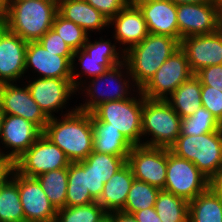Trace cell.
Wrapping results in <instances>:
<instances>
[{"instance_id":"cell-1","label":"cell","mask_w":222,"mask_h":222,"mask_svg":"<svg viewBox=\"0 0 222 222\" xmlns=\"http://www.w3.org/2000/svg\"><path fill=\"white\" fill-rule=\"evenodd\" d=\"M43 134L57 145L70 162L84 160L93 151L91 113L78 109L49 118Z\"/></svg>"},{"instance_id":"cell-2","label":"cell","mask_w":222,"mask_h":222,"mask_svg":"<svg viewBox=\"0 0 222 222\" xmlns=\"http://www.w3.org/2000/svg\"><path fill=\"white\" fill-rule=\"evenodd\" d=\"M58 0H10L5 27L22 40L38 41L52 28Z\"/></svg>"},{"instance_id":"cell-3","label":"cell","mask_w":222,"mask_h":222,"mask_svg":"<svg viewBox=\"0 0 222 222\" xmlns=\"http://www.w3.org/2000/svg\"><path fill=\"white\" fill-rule=\"evenodd\" d=\"M179 48L180 42L177 39L149 33L142 42L127 50L124 62L134 85L140 90Z\"/></svg>"},{"instance_id":"cell-4","label":"cell","mask_w":222,"mask_h":222,"mask_svg":"<svg viewBox=\"0 0 222 222\" xmlns=\"http://www.w3.org/2000/svg\"><path fill=\"white\" fill-rule=\"evenodd\" d=\"M137 90L126 63L122 62L100 76L85 81L76 90L78 93L76 95L86 96L83 98L85 102L77 104L76 108L91 113L102 103L130 98Z\"/></svg>"},{"instance_id":"cell-5","label":"cell","mask_w":222,"mask_h":222,"mask_svg":"<svg viewBox=\"0 0 222 222\" xmlns=\"http://www.w3.org/2000/svg\"><path fill=\"white\" fill-rule=\"evenodd\" d=\"M91 36L92 34L88 36L86 43L81 49L74 51L71 68L72 83L76 90L85 81L100 76L108 69H112L114 66L124 62V52L116 46L115 40L111 43L110 39L105 40L102 36L99 37V40L90 39ZM77 65L80 67H77Z\"/></svg>"},{"instance_id":"cell-6","label":"cell","mask_w":222,"mask_h":222,"mask_svg":"<svg viewBox=\"0 0 222 222\" xmlns=\"http://www.w3.org/2000/svg\"><path fill=\"white\" fill-rule=\"evenodd\" d=\"M181 121L167 100L143 96L142 145L169 149L181 134Z\"/></svg>"},{"instance_id":"cell-7","label":"cell","mask_w":222,"mask_h":222,"mask_svg":"<svg viewBox=\"0 0 222 222\" xmlns=\"http://www.w3.org/2000/svg\"><path fill=\"white\" fill-rule=\"evenodd\" d=\"M137 93V94H136ZM143 94L138 89L130 98L98 105L91 114L119 130L133 145H142Z\"/></svg>"},{"instance_id":"cell-8","label":"cell","mask_w":222,"mask_h":222,"mask_svg":"<svg viewBox=\"0 0 222 222\" xmlns=\"http://www.w3.org/2000/svg\"><path fill=\"white\" fill-rule=\"evenodd\" d=\"M169 149L191 161L210 180L222 165V128L201 135L180 134Z\"/></svg>"},{"instance_id":"cell-9","label":"cell","mask_w":222,"mask_h":222,"mask_svg":"<svg viewBox=\"0 0 222 222\" xmlns=\"http://www.w3.org/2000/svg\"><path fill=\"white\" fill-rule=\"evenodd\" d=\"M209 188V179L191 161L167 148V173L163 190L188 202Z\"/></svg>"},{"instance_id":"cell-10","label":"cell","mask_w":222,"mask_h":222,"mask_svg":"<svg viewBox=\"0 0 222 222\" xmlns=\"http://www.w3.org/2000/svg\"><path fill=\"white\" fill-rule=\"evenodd\" d=\"M31 77L23 83H26L32 98L48 118L57 117L55 113L58 114L59 111L61 116L77 109L76 105H74L75 108L73 106L70 107L71 109L66 108L69 100L73 98L71 96L77 94L72 79ZM64 108L67 111H64Z\"/></svg>"},{"instance_id":"cell-11","label":"cell","mask_w":222,"mask_h":222,"mask_svg":"<svg viewBox=\"0 0 222 222\" xmlns=\"http://www.w3.org/2000/svg\"><path fill=\"white\" fill-rule=\"evenodd\" d=\"M70 163L66 154L42 134L14 161V169L21 175L35 178L52 170L68 168Z\"/></svg>"},{"instance_id":"cell-12","label":"cell","mask_w":222,"mask_h":222,"mask_svg":"<svg viewBox=\"0 0 222 222\" xmlns=\"http://www.w3.org/2000/svg\"><path fill=\"white\" fill-rule=\"evenodd\" d=\"M192 72L185 52L179 48L140 89L145 98L166 100Z\"/></svg>"},{"instance_id":"cell-13","label":"cell","mask_w":222,"mask_h":222,"mask_svg":"<svg viewBox=\"0 0 222 222\" xmlns=\"http://www.w3.org/2000/svg\"><path fill=\"white\" fill-rule=\"evenodd\" d=\"M127 163L136 180L164 189L167 173V148L133 146Z\"/></svg>"},{"instance_id":"cell-14","label":"cell","mask_w":222,"mask_h":222,"mask_svg":"<svg viewBox=\"0 0 222 222\" xmlns=\"http://www.w3.org/2000/svg\"><path fill=\"white\" fill-rule=\"evenodd\" d=\"M42 134L43 131L31 121L19 116L4 114L0 136L3 148L0 147V156L14 162Z\"/></svg>"},{"instance_id":"cell-15","label":"cell","mask_w":222,"mask_h":222,"mask_svg":"<svg viewBox=\"0 0 222 222\" xmlns=\"http://www.w3.org/2000/svg\"><path fill=\"white\" fill-rule=\"evenodd\" d=\"M10 177L18 185L25 222H45L56 219L57 209L36 178L21 175L15 169Z\"/></svg>"},{"instance_id":"cell-16","label":"cell","mask_w":222,"mask_h":222,"mask_svg":"<svg viewBox=\"0 0 222 222\" xmlns=\"http://www.w3.org/2000/svg\"><path fill=\"white\" fill-rule=\"evenodd\" d=\"M25 84V85H24ZM0 84V108L3 114L15 115L31 121L42 131L49 118L32 98L26 83Z\"/></svg>"},{"instance_id":"cell-17","label":"cell","mask_w":222,"mask_h":222,"mask_svg":"<svg viewBox=\"0 0 222 222\" xmlns=\"http://www.w3.org/2000/svg\"><path fill=\"white\" fill-rule=\"evenodd\" d=\"M179 42L182 38L216 32L220 28L215 2L177 5Z\"/></svg>"},{"instance_id":"cell-18","label":"cell","mask_w":222,"mask_h":222,"mask_svg":"<svg viewBox=\"0 0 222 222\" xmlns=\"http://www.w3.org/2000/svg\"><path fill=\"white\" fill-rule=\"evenodd\" d=\"M27 45V41L22 40L17 34L9 31L6 27L1 31L0 84L13 82L20 84L28 79L26 78L28 76L25 75Z\"/></svg>"},{"instance_id":"cell-19","label":"cell","mask_w":222,"mask_h":222,"mask_svg":"<svg viewBox=\"0 0 222 222\" xmlns=\"http://www.w3.org/2000/svg\"><path fill=\"white\" fill-rule=\"evenodd\" d=\"M180 48L185 52L194 74L202 68L222 64V29L182 38Z\"/></svg>"},{"instance_id":"cell-20","label":"cell","mask_w":222,"mask_h":222,"mask_svg":"<svg viewBox=\"0 0 222 222\" xmlns=\"http://www.w3.org/2000/svg\"><path fill=\"white\" fill-rule=\"evenodd\" d=\"M72 63L64 56L47 51L38 41H29L26 48L25 74L39 78L72 79ZM32 68V69H31ZM30 69V71H29Z\"/></svg>"},{"instance_id":"cell-21","label":"cell","mask_w":222,"mask_h":222,"mask_svg":"<svg viewBox=\"0 0 222 222\" xmlns=\"http://www.w3.org/2000/svg\"><path fill=\"white\" fill-rule=\"evenodd\" d=\"M110 26L113 28L111 36L124 53L149 34L144 16L137 7L123 8L109 21Z\"/></svg>"},{"instance_id":"cell-22","label":"cell","mask_w":222,"mask_h":222,"mask_svg":"<svg viewBox=\"0 0 222 222\" xmlns=\"http://www.w3.org/2000/svg\"><path fill=\"white\" fill-rule=\"evenodd\" d=\"M139 9L150 34L167 35L179 41L177 5L172 0H151Z\"/></svg>"},{"instance_id":"cell-23","label":"cell","mask_w":222,"mask_h":222,"mask_svg":"<svg viewBox=\"0 0 222 222\" xmlns=\"http://www.w3.org/2000/svg\"><path fill=\"white\" fill-rule=\"evenodd\" d=\"M58 13L79 25L88 35L110 28L109 20L85 0H58Z\"/></svg>"},{"instance_id":"cell-24","label":"cell","mask_w":222,"mask_h":222,"mask_svg":"<svg viewBox=\"0 0 222 222\" xmlns=\"http://www.w3.org/2000/svg\"><path fill=\"white\" fill-rule=\"evenodd\" d=\"M134 179L132 169L126 162L104 184L103 192L97 202L107 213L121 211L125 206L128 192Z\"/></svg>"},{"instance_id":"cell-25","label":"cell","mask_w":222,"mask_h":222,"mask_svg":"<svg viewBox=\"0 0 222 222\" xmlns=\"http://www.w3.org/2000/svg\"><path fill=\"white\" fill-rule=\"evenodd\" d=\"M91 123L93 130V151L97 153H106L123 157L126 161L133 145L126 137L109 123L98 121L91 114Z\"/></svg>"},{"instance_id":"cell-26","label":"cell","mask_w":222,"mask_h":222,"mask_svg":"<svg viewBox=\"0 0 222 222\" xmlns=\"http://www.w3.org/2000/svg\"><path fill=\"white\" fill-rule=\"evenodd\" d=\"M202 84L194 74L183 82L166 100L181 119L193 115L201 106Z\"/></svg>"},{"instance_id":"cell-27","label":"cell","mask_w":222,"mask_h":222,"mask_svg":"<svg viewBox=\"0 0 222 222\" xmlns=\"http://www.w3.org/2000/svg\"><path fill=\"white\" fill-rule=\"evenodd\" d=\"M188 222H222V196L210 187L189 202Z\"/></svg>"},{"instance_id":"cell-28","label":"cell","mask_w":222,"mask_h":222,"mask_svg":"<svg viewBox=\"0 0 222 222\" xmlns=\"http://www.w3.org/2000/svg\"><path fill=\"white\" fill-rule=\"evenodd\" d=\"M95 202L86 191V166L82 161L71 162L68 166L66 207L87 205Z\"/></svg>"},{"instance_id":"cell-29","label":"cell","mask_w":222,"mask_h":222,"mask_svg":"<svg viewBox=\"0 0 222 222\" xmlns=\"http://www.w3.org/2000/svg\"><path fill=\"white\" fill-rule=\"evenodd\" d=\"M56 209L66 207L68 168H61L35 177Z\"/></svg>"},{"instance_id":"cell-30","label":"cell","mask_w":222,"mask_h":222,"mask_svg":"<svg viewBox=\"0 0 222 222\" xmlns=\"http://www.w3.org/2000/svg\"><path fill=\"white\" fill-rule=\"evenodd\" d=\"M154 208L162 222H188L189 202L163 189Z\"/></svg>"},{"instance_id":"cell-31","label":"cell","mask_w":222,"mask_h":222,"mask_svg":"<svg viewBox=\"0 0 222 222\" xmlns=\"http://www.w3.org/2000/svg\"><path fill=\"white\" fill-rule=\"evenodd\" d=\"M0 222H25L18 185L11 177L0 187Z\"/></svg>"},{"instance_id":"cell-32","label":"cell","mask_w":222,"mask_h":222,"mask_svg":"<svg viewBox=\"0 0 222 222\" xmlns=\"http://www.w3.org/2000/svg\"><path fill=\"white\" fill-rule=\"evenodd\" d=\"M160 190L146 182L134 179L128 192L125 206L121 211L133 214L134 212L154 207Z\"/></svg>"},{"instance_id":"cell-33","label":"cell","mask_w":222,"mask_h":222,"mask_svg":"<svg viewBox=\"0 0 222 222\" xmlns=\"http://www.w3.org/2000/svg\"><path fill=\"white\" fill-rule=\"evenodd\" d=\"M221 128L222 124L203 106L181 121V134L187 136L211 133Z\"/></svg>"},{"instance_id":"cell-34","label":"cell","mask_w":222,"mask_h":222,"mask_svg":"<svg viewBox=\"0 0 222 222\" xmlns=\"http://www.w3.org/2000/svg\"><path fill=\"white\" fill-rule=\"evenodd\" d=\"M82 162L106 183L127 161L121 156L92 151Z\"/></svg>"},{"instance_id":"cell-35","label":"cell","mask_w":222,"mask_h":222,"mask_svg":"<svg viewBox=\"0 0 222 222\" xmlns=\"http://www.w3.org/2000/svg\"><path fill=\"white\" fill-rule=\"evenodd\" d=\"M107 212L97 202L57 209L58 222H97Z\"/></svg>"},{"instance_id":"cell-36","label":"cell","mask_w":222,"mask_h":222,"mask_svg":"<svg viewBox=\"0 0 222 222\" xmlns=\"http://www.w3.org/2000/svg\"><path fill=\"white\" fill-rule=\"evenodd\" d=\"M52 29L61 36L73 51L81 49L89 36L79 25L66 20L59 13L55 15Z\"/></svg>"},{"instance_id":"cell-37","label":"cell","mask_w":222,"mask_h":222,"mask_svg":"<svg viewBox=\"0 0 222 222\" xmlns=\"http://www.w3.org/2000/svg\"><path fill=\"white\" fill-rule=\"evenodd\" d=\"M38 42L47 49V51L57 53L59 56H64L72 63L74 51L52 28L49 29Z\"/></svg>"},{"instance_id":"cell-38","label":"cell","mask_w":222,"mask_h":222,"mask_svg":"<svg viewBox=\"0 0 222 222\" xmlns=\"http://www.w3.org/2000/svg\"><path fill=\"white\" fill-rule=\"evenodd\" d=\"M201 100L202 106L222 124V92L212 86H202Z\"/></svg>"},{"instance_id":"cell-39","label":"cell","mask_w":222,"mask_h":222,"mask_svg":"<svg viewBox=\"0 0 222 222\" xmlns=\"http://www.w3.org/2000/svg\"><path fill=\"white\" fill-rule=\"evenodd\" d=\"M202 86H212L222 92V64L200 69L195 73Z\"/></svg>"},{"instance_id":"cell-40","label":"cell","mask_w":222,"mask_h":222,"mask_svg":"<svg viewBox=\"0 0 222 222\" xmlns=\"http://www.w3.org/2000/svg\"><path fill=\"white\" fill-rule=\"evenodd\" d=\"M88 4L93 6L101 14H103L109 21L123 8L126 7L124 0H85Z\"/></svg>"},{"instance_id":"cell-41","label":"cell","mask_w":222,"mask_h":222,"mask_svg":"<svg viewBox=\"0 0 222 222\" xmlns=\"http://www.w3.org/2000/svg\"><path fill=\"white\" fill-rule=\"evenodd\" d=\"M104 182L90 171V166H86V191H89L91 197L98 201L102 192Z\"/></svg>"},{"instance_id":"cell-42","label":"cell","mask_w":222,"mask_h":222,"mask_svg":"<svg viewBox=\"0 0 222 222\" xmlns=\"http://www.w3.org/2000/svg\"><path fill=\"white\" fill-rule=\"evenodd\" d=\"M133 216L138 222H162L154 207L134 212Z\"/></svg>"},{"instance_id":"cell-43","label":"cell","mask_w":222,"mask_h":222,"mask_svg":"<svg viewBox=\"0 0 222 222\" xmlns=\"http://www.w3.org/2000/svg\"><path fill=\"white\" fill-rule=\"evenodd\" d=\"M14 169V162L0 156V187L8 180Z\"/></svg>"},{"instance_id":"cell-44","label":"cell","mask_w":222,"mask_h":222,"mask_svg":"<svg viewBox=\"0 0 222 222\" xmlns=\"http://www.w3.org/2000/svg\"><path fill=\"white\" fill-rule=\"evenodd\" d=\"M209 187L217 194L222 196V165L216 174L209 180Z\"/></svg>"},{"instance_id":"cell-45","label":"cell","mask_w":222,"mask_h":222,"mask_svg":"<svg viewBox=\"0 0 222 222\" xmlns=\"http://www.w3.org/2000/svg\"><path fill=\"white\" fill-rule=\"evenodd\" d=\"M112 222H138L133 214H128L123 211L111 212Z\"/></svg>"},{"instance_id":"cell-46","label":"cell","mask_w":222,"mask_h":222,"mask_svg":"<svg viewBox=\"0 0 222 222\" xmlns=\"http://www.w3.org/2000/svg\"><path fill=\"white\" fill-rule=\"evenodd\" d=\"M151 0H124L126 7L139 8L142 4L149 3Z\"/></svg>"},{"instance_id":"cell-47","label":"cell","mask_w":222,"mask_h":222,"mask_svg":"<svg viewBox=\"0 0 222 222\" xmlns=\"http://www.w3.org/2000/svg\"><path fill=\"white\" fill-rule=\"evenodd\" d=\"M172 1H173L176 5L214 2V0H172Z\"/></svg>"},{"instance_id":"cell-48","label":"cell","mask_w":222,"mask_h":222,"mask_svg":"<svg viewBox=\"0 0 222 222\" xmlns=\"http://www.w3.org/2000/svg\"><path fill=\"white\" fill-rule=\"evenodd\" d=\"M9 3H10V0H0V16L5 15Z\"/></svg>"},{"instance_id":"cell-49","label":"cell","mask_w":222,"mask_h":222,"mask_svg":"<svg viewBox=\"0 0 222 222\" xmlns=\"http://www.w3.org/2000/svg\"><path fill=\"white\" fill-rule=\"evenodd\" d=\"M97 222H112L111 212L106 213L102 218H100Z\"/></svg>"},{"instance_id":"cell-50","label":"cell","mask_w":222,"mask_h":222,"mask_svg":"<svg viewBox=\"0 0 222 222\" xmlns=\"http://www.w3.org/2000/svg\"><path fill=\"white\" fill-rule=\"evenodd\" d=\"M5 28V19L4 16H0V33Z\"/></svg>"},{"instance_id":"cell-51","label":"cell","mask_w":222,"mask_h":222,"mask_svg":"<svg viewBox=\"0 0 222 222\" xmlns=\"http://www.w3.org/2000/svg\"><path fill=\"white\" fill-rule=\"evenodd\" d=\"M215 4L218 7V10L220 11L222 9V0H214Z\"/></svg>"},{"instance_id":"cell-52","label":"cell","mask_w":222,"mask_h":222,"mask_svg":"<svg viewBox=\"0 0 222 222\" xmlns=\"http://www.w3.org/2000/svg\"><path fill=\"white\" fill-rule=\"evenodd\" d=\"M3 112L1 111V108H0V136H1V129H2V121H3ZM1 146V144H0Z\"/></svg>"},{"instance_id":"cell-53","label":"cell","mask_w":222,"mask_h":222,"mask_svg":"<svg viewBox=\"0 0 222 222\" xmlns=\"http://www.w3.org/2000/svg\"><path fill=\"white\" fill-rule=\"evenodd\" d=\"M220 16V28H222V9L219 11Z\"/></svg>"},{"instance_id":"cell-54","label":"cell","mask_w":222,"mask_h":222,"mask_svg":"<svg viewBox=\"0 0 222 222\" xmlns=\"http://www.w3.org/2000/svg\"><path fill=\"white\" fill-rule=\"evenodd\" d=\"M45 222H58V220L57 219H53V220L45 221Z\"/></svg>"}]
</instances>
